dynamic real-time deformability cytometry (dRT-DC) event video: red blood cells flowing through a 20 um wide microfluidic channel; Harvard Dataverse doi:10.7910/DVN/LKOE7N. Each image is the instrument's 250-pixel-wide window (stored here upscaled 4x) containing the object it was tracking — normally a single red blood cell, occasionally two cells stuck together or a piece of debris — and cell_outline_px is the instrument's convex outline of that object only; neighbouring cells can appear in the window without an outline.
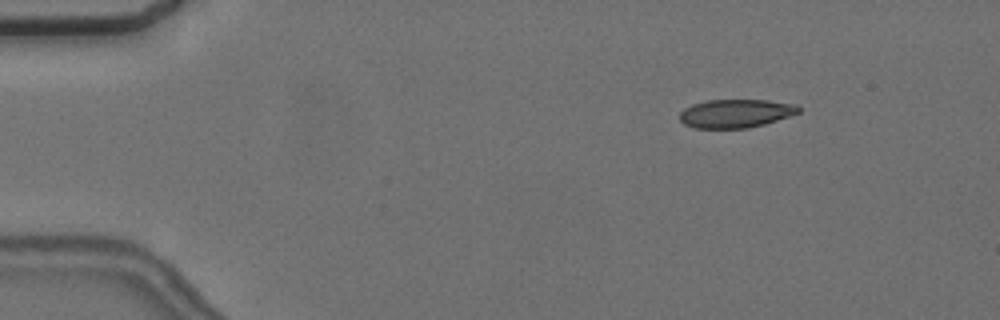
{"species": "common noctule bat (a hibernating species)", "species_latin": "Nyctalus noctula", "temperature_condition": "cold", "stored_images_in_passage": 3, "camera_frame_rate_fps": 3000, "um_per_image_px": 0.085, "animal": {"sex": "female", "body_mass_g": 24.6, "forearm_length_mm": 56.2}, "frame": {"image": 1, "passage_image": 2, "time_ms": 2.0, "image_size_px": [1000, 320], "cell_outline_px": [[800, 112], [764, 124], [748, 128], [692, 128], [684, 124], [680, 120], [680, 112], [684, 108], [692, 104], [708, 100], [768, 100], [796, 104], [800, 108]], "centroid_in_image_um": [62.51, 9.64], "position_along_channel_um": 22.5, "area_um2": 19.71}}